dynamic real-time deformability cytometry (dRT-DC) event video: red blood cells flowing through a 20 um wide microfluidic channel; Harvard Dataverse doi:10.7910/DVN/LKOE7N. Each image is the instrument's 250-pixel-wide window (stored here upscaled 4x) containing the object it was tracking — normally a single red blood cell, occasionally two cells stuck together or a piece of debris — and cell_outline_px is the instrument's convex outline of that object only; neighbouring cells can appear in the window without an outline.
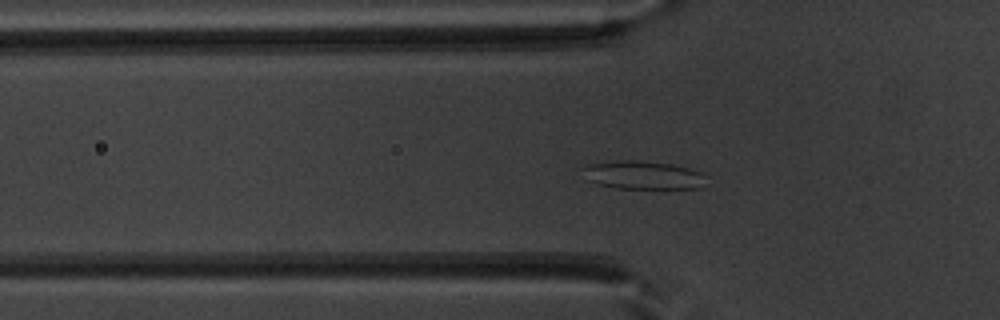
{"species": "common noctule bat (a hibernating species)", "species_latin": "Nyctalus noctula", "temperature_condition": "warm", "stored_images_in_passage": 50, "segment_of_instrument_passage": [1, 2], "camera_frame_rate_fps": 3000, "um_per_image_px": 0.085, "animal": {"sex": "male", "body_mass_g": 20.1, "forearm_length_mm": 53.5}, "frame": {"image": 1, "passage_image": 15, "time_ms": 4.667, "image_size_px": [1000, 320], "cell_outline_px": [[708, 176], [700, 188], [616, 188], [584, 180], [580, 168], [588, 164], [616, 160], [636, 160], [672, 164], [688, 168], [700, 172]], "centroid_in_image_um": [54.59, 14.87], "position_along_channel_um": 71.2, "area_um2": 20.58}}
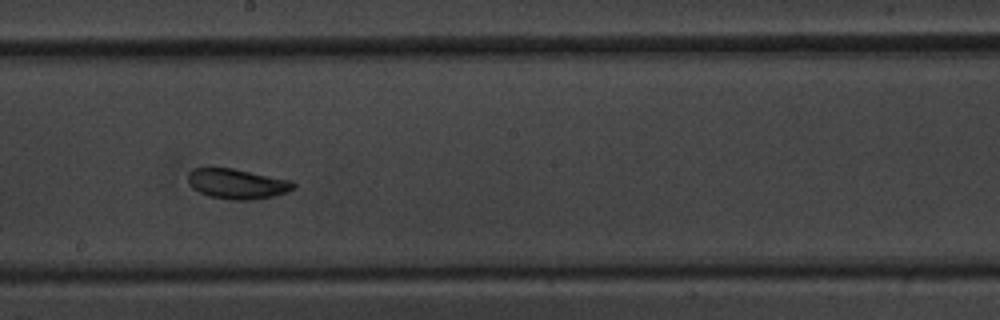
{"frame": {"image": 2, "passage_image": 27, "time_ms": 8.667, "image_size_px": [1000, 320], "cell_outline_px": [[296, 188], [288, 192], [272, 196], [252, 200], [232, 200], [208, 196], [192, 188], [188, 184], [188, 172], [192, 168], [208, 164], [212, 164], [292, 180], [296, 184]], "centroid_in_image_um": [20.09, 15.58], "position_along_channel_um": 228.1, "area_um2": 19.31}}
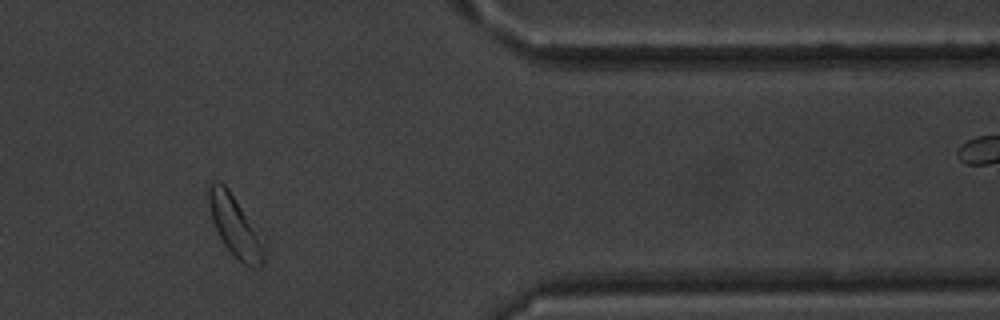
{"frame": {"image": 3, "passage_image": 41, "time_ms": 13.333, "image_size_px": [1000, 320], "cell_outline_px": [[264, 264], [256, 268], [248, 268], [224, 244], [212, 220], [208, 204], [208, 184], [212, 180], [216, 180], [224, 184], [228, 188], [240, 208], [264, 252]], "centroid_in_image_um": [19.86, 19.2], "position_along_channel_um": 391.5, "area_um2": 18.09}}